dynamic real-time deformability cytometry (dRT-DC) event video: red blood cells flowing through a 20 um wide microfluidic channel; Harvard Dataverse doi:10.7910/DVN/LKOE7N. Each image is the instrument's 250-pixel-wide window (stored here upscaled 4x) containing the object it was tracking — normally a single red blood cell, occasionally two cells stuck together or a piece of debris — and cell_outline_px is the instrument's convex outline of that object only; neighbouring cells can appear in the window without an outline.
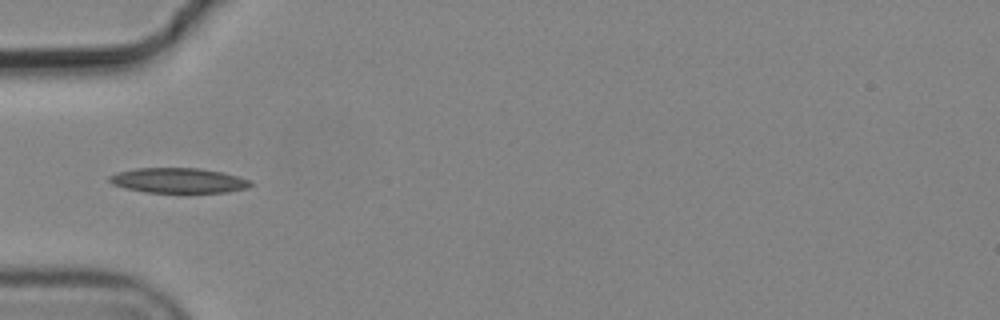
{"species": "common noctule bat (a hibernating species)", "species_latin": "Nyctalus noctula", "temperature_condition": "cold", "stored_images_in_passage": 5, "camera_frame_rate_fps": 3000, "um_per_image_px": 0.085, "animal": {"sex": "male", "body_mass_g": 19.2, "forearm_length_mm": 51.8}, "frame": {"image": 1, "passage_image": 3, "time_ms": 0.667, "image_size_px": [1000, 320], "cell_outline_px": [[252, 184], [248, 188], [228, 192], [188, 196], [144, 192], [124, 188], [112, 184], [108, 180], [108, 176], [116, 172], [136, 168], [200, 168], [220, 172], [252, 180]], "centroid_in_image_um": [15.17, 15.4], "position_along_channel_um": 69.8, "area_um2": 21.85}}
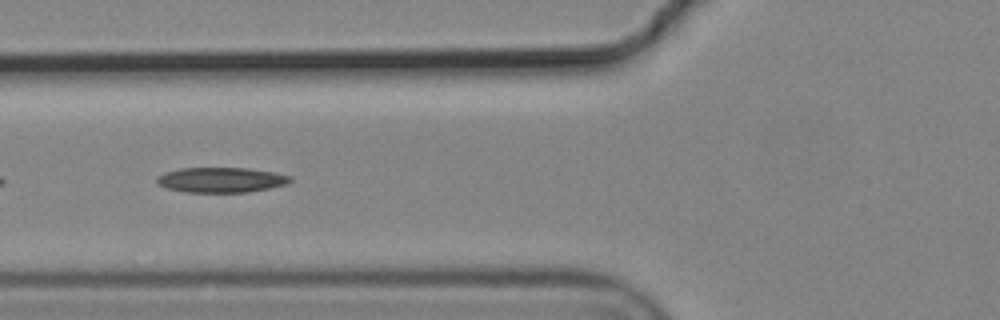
{"frame": {"image": 2, "passage_image": 4, "time_ms": 1.0, "image_size_px": [1000, 320], "cell_outline_px": [[292, 180], [288, 184], [248, 192], [188, 192], [168, 188], [156, 184], [156, 176], [164, 172], [180, 168], [248, 168], [276, 172], [292, 176]], "centroid_in_image_um": [18.8, 15.28], "position_along_channel_um": 107.0, "area_um2": 19.65}}
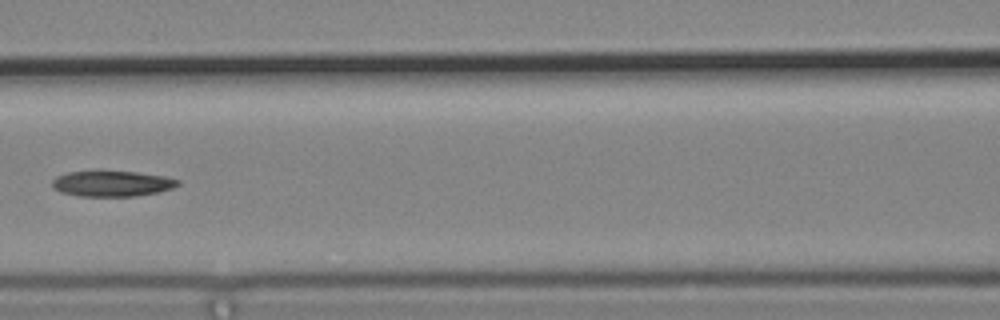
{"frame": {"image": 3, "passage_image": 5, "time_ms": 1.333, "image_size_px": [1000, 320], "cell_outline_px": [[180, 184], [172, 188], [160, 192], [136, 196], [80, 196], [60, 192], [52, 184], [52, 180], [56, 176], [68, 172], [136, 172], [164, 176], [180, 180]], "centroid_in_image_um": [9.56, 15.62], "position_along_channel_um": 157.0, "area_um2": 18.55}}